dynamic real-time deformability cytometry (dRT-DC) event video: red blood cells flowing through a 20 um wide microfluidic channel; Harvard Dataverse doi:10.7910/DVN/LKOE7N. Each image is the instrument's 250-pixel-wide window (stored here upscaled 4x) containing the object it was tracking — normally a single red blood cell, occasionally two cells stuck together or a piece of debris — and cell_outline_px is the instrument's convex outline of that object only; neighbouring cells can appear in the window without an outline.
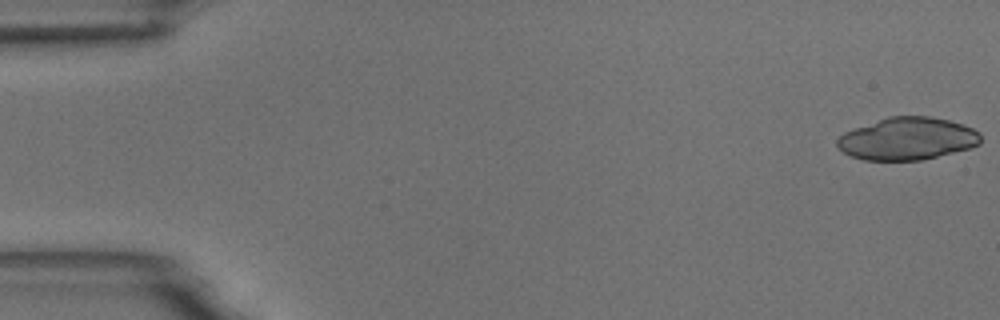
{"species": "common noctule bat (a hibernating species)", "species_latin": "Nyctalus noctula", "temperature_condition": "room temperature", "stored_images_in_passage": 9, "camera_frame_rate_fps": 3000, "um_per_image_px": 0.085, "animal": {"sex": "male", "body_mass_g": 18.8}, "frame": {"image": 1, "passage_image": 1, "time_ms": 0.0, "image_size_px": [1000, 320], "cell_outline_px": [[980, 144], [968, 148], [920, 160], [864, 160], [852, 156], [844, 152], [836, 144], [836, 140], [844, 132], [888, 116], [928, 116], [948, 120], [972, 128], [980, 132]], "centroid_in_image_um": [77.11, 11.78], "position_along_channel_um": 7.9, "area_um2": 35.08}}